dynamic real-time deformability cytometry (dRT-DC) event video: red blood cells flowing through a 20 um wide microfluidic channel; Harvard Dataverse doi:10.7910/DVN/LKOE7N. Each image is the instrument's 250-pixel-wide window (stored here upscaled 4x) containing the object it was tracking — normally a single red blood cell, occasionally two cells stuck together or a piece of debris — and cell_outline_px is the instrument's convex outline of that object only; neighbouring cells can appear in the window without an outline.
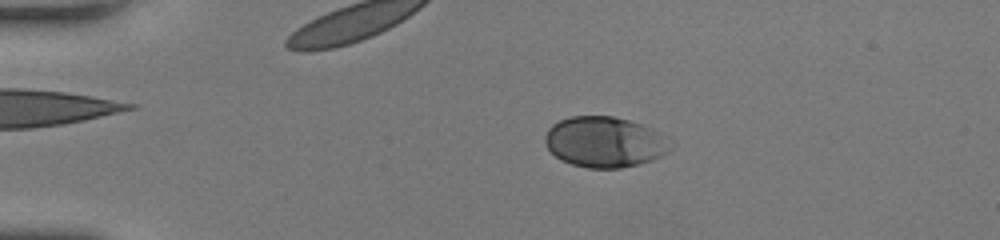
{"species": "human", "species_latin": "Homo sapiens", "temperature_condition": "room temperature", "stored_images_in_passage": 53, "camera_frame_rate_fps": 3000, "um_per_image_px": 0.085, "donor": {"sex": "female"}, "frame": {"image": 1, "passage_image": 12, "time_ms": 3.667, "image_size_px": [1000, 240], "cell_outline_px": [[672, 148], [668, 152], [652, 160], [620, 168], [588, 168], [572, 164], [560, 160], [548, 148], [544, 140], [544, 136], [548, 128], [552, 124], [568, 116], [612, 116], [628, 120], [640, 124], [660, 132], [672, 140]], "centroid_in_image_um": [51.4, 12.06], "position_along_channel_um": 33.6, "area_um2": 37.17}}
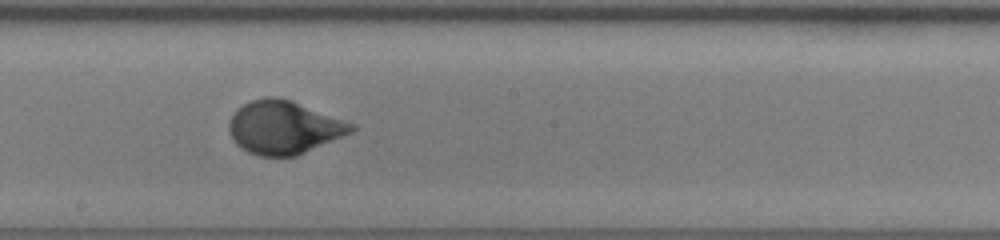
{"frame": {"image": 2, "passage_image": 31, "time_ms": 10.0, "image_size_px": [1000, 240], "cell_outline_px": [[356, 128], [352, 132], [296, 156], [260, 156], [248, 152], [240, 148], [232, 140], [228, 132], [228, 120], [236, 108], [252, 100], [264, 96], [276, 96], [292, 100], [356, 124]], "centroid_in_image_um": [24.09, 10.81], "position_along_channel_um": 224.1, "area_um2": 38.32}}
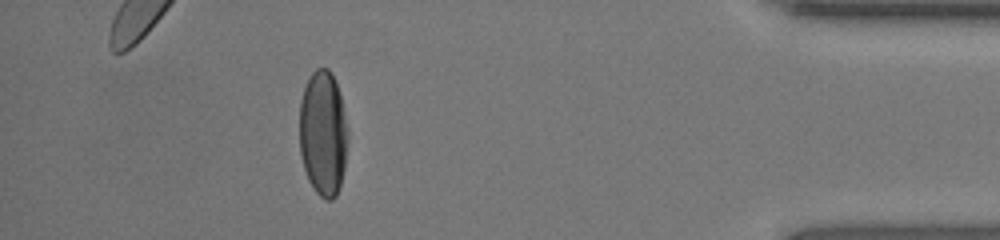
{"frame": {"image": 3, "passage_image": 48, "time_ms": 15.667, "image_size_px": [1000, 240], "cell_outline_px": [[344, 168], [340, 184], [336, 196], [332, 200], [324, 200], [316, 192], [308, 180], [304, 168], [300, 152], [300, 100], [304, 88], [312, 72], [316, 68], [328, 68], [332, 72], [340, 96], [344, 120]], "centroid_in_image_um": [27.4, 11.34], "position_along_channel_um": 407.8, "area_um2": 34.33}, "authors_computed_cell_mechanics": {"area_um2": 36.7608, "velocity_mm_per_s": 4.0058, "shape_relaxation_time_tau1_ms": 3.7774, "shape_relaxation_time_tau2_ms": null, "deformation_change_tau1": 0.1905, "deformation_change_tau2": null}}